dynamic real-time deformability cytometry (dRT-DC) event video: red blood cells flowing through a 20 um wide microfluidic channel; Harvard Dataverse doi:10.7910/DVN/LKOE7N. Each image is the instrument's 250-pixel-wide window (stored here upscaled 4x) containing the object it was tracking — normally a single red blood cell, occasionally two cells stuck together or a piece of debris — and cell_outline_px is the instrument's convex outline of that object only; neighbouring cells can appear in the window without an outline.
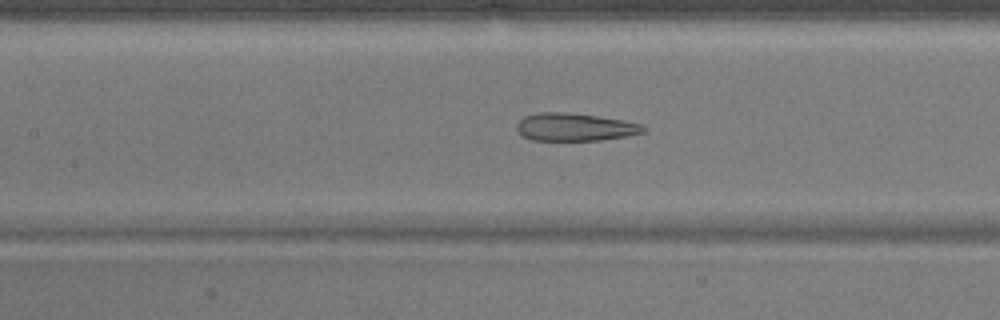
{"species": "common noctule bat (a hibernating species)", "species_latin": "Nyctalus noctula", "temperature_condition": "warm", "stored_images_in_passage": 52, "camera_frame_rate_fps": 3000, "um_per_image_px": 0.085, "animal": {"sex": "male", "body_mass_g": 17.9}, "frame": {"image": 1, "passage_image": 23, "time_ms": 7.333, "image_size_px": [1000, 320], "cell_outline_px": [[648, 128], [644, 132], [628, 136], [600, 140], [532, 140], [524, 136], [516, 128], [516, 124], [524, 116], [536, 112], [568, 112], [596, 116], [620, 120], [640, 124]], "centroid_in_image_um": [48.85, 10.8], "position_along_channel_um": 158.5, "area_um2": 20.4}}
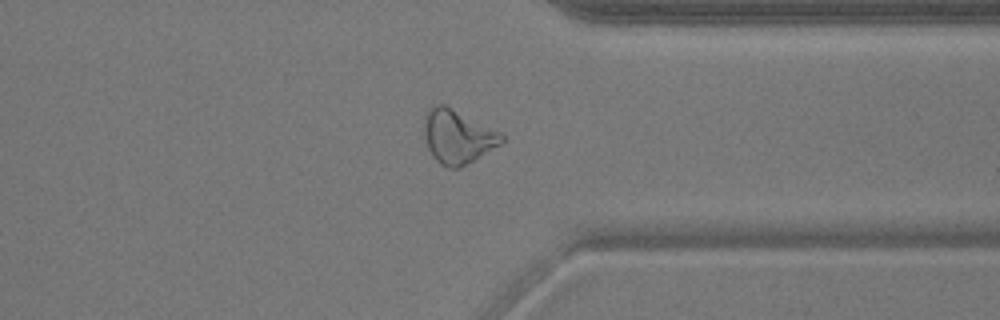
{"frame": {"image": 2, "passage_image": 40, "time_ms": 13.0, "image_size_px": [1000, 320], "cell_outline_px": [[504, 140], [500, 144], [460, 168], [448, 168], [440, 164], [432, 156], [428, 148], [424, 136], [424, 116], [428, 108], [432, 104], [444, 104], [504, 132]], "centroid_in_image_um": [38.9, 11.58], "position_along_channel_um": 372.5, "area_um2": 24.62}}
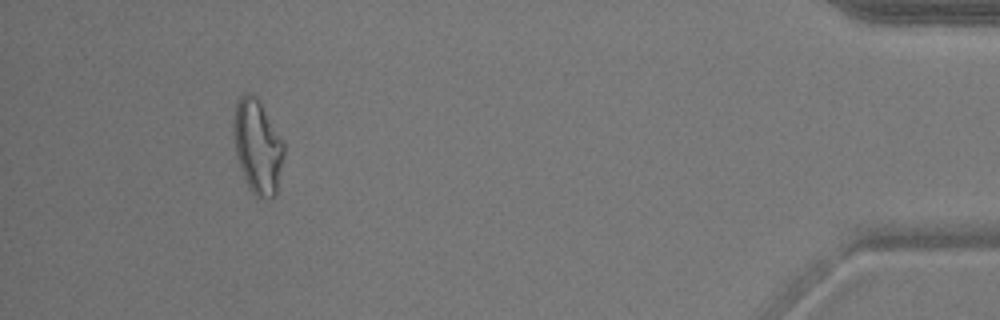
{"frame": {"image": 3, "passage_image": 48, "time_ms": 15.667, "image_size_px": [1000, 320], "cell_outline_px": [[284, 152], [276, 192], [268, 200], [256, 196], [252, 192], [240, 168], [236, 152], [232, 120], [236, 104], [240, 96], [244, 92], [248, 92], [260, 104], [284, 144]], "centroid_in_image_um": [21.87, 12.48], "position_along_channel_um": 413.3, "area_um2": 26.7}, "authors_computed_cell_mechanics": {"area_um2": 25.1141, "velocity_mm_per_s": 3.8369, "shape_relaxation_time_tau1_ms": null, "shape_relaxation_time_tau2_ms": 1.7895, "deformation_change_tau1": null, "deformation_change_tau2": 0.1124}}